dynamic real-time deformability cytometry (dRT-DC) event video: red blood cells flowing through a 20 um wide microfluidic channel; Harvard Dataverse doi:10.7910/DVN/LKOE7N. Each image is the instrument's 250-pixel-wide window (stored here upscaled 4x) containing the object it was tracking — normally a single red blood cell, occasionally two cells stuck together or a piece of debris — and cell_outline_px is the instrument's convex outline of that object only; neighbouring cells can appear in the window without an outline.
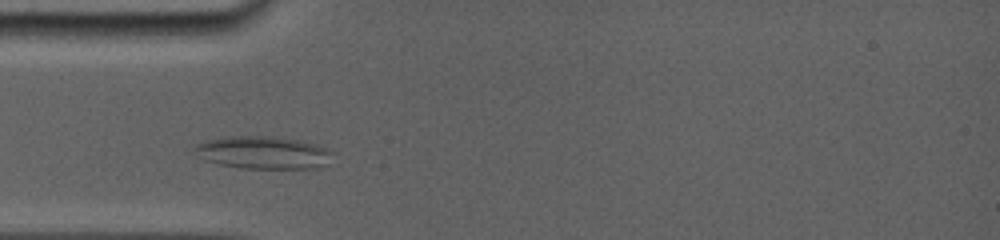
{"species": "common noctule bat (a hibernating species)", "species_latin": "Nyctalus noctula", "temperature_condition": "room temperature", "stored_images_in_passage": 39, "camera_frame_rate_fps": 5000, "um_per_image_px": 0.085, "animal": {"sex": "female", "body_mass_g": 19.0, "forearm_length_mm": 56.7}, "frame": {"image": 1, "passage_image": 5, "time_ms": 1.6, "image_size_px": [1000, 240], "cell_outline_px": [[332, 152], [324, 164], [316, 168], [244, 168], [220, 164], [204, 160], [196, 156], [192, 152], [192, 148], [196, 144], [208, 140], [224, 136], [264, 136], [300, 140], [316, 144]], "centroid_in_image_um": [22.25, 12.96], "position_along_channel_um": 62.7, "area_um2": 26.01}}
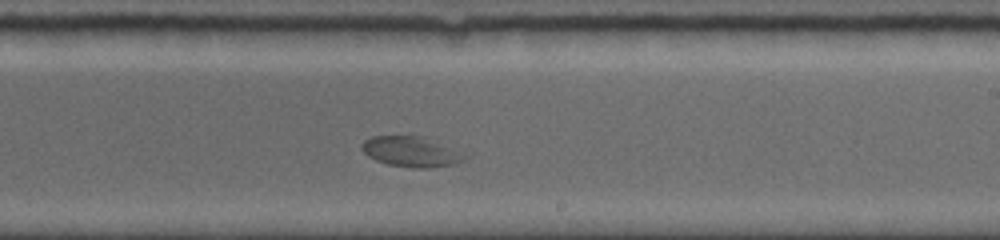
{"frame": {"image": 2, "passage_image": 21, "time_ms": 6.8, "image_size_px": [1000, 240], "cell_outline_px": [[472, 152], [464, 160], [456, 164], [432, 168], [412, 168], [388, 164], [376, 160], [368, 156], [360, 148], [360, 144], [364, 140], [372, 136], [424, 136]], "centroid_in_image_um": [35.09, 12.88], "position_along_channel_um": 253.9, "area_um2": 19.07}}
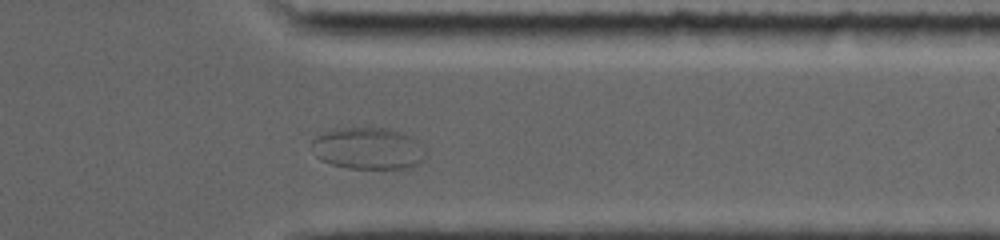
{"frame": {"image": 3, "passage_image": 35, "time_ms": 10.2, "image_size_px": [1000, 240], "cell_outline_px": [[428, 156], [424, 160], [412, 168], [348, 168], [332, 164], [316, 156], [312, 144], [312, 140], [316, 136], [332, 128], [384, 128], [400, 132], [416, 140], [428, 152]], "centroid_in_image_um": [31.33, 12.62], "position_along_channel_um": 380.1, "area_um2": 27.74}}